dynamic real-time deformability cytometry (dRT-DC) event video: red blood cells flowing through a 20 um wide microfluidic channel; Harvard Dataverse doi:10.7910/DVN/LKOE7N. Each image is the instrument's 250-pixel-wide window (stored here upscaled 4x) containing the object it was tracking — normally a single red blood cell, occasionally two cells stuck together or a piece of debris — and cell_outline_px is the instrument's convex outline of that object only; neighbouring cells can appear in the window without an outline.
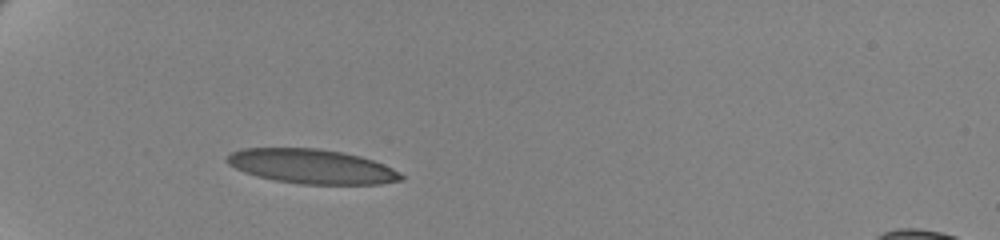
{"species": "human", "species_latin": "Homo sapiens", "temperature_condition": "cold", "stored_images_in_passage": 40, "camera_frame_rate_fps": 3000, "um_per_image_px": 0.085, "donor": {"sex": "female"}, "frame": {"image": 1, "passage_image": 1, "time_ms": 0.0, "image_size_px": [1000, 240], "cell_outline_px": [[404, 180], [380, 184], [300, 184], [276, 180], [256, 176], [244, 172], [228, 164], [224, 160], [224, 156], [232, 152], [244, 148], [320, 148], [344, 152], [360, 156], [384, 164], [400, 172], [404, 176]], "centroid_in_image_um": [26.5, 14.14], "position_along_channel_um": 58.5, "area_um2": 35.2}}
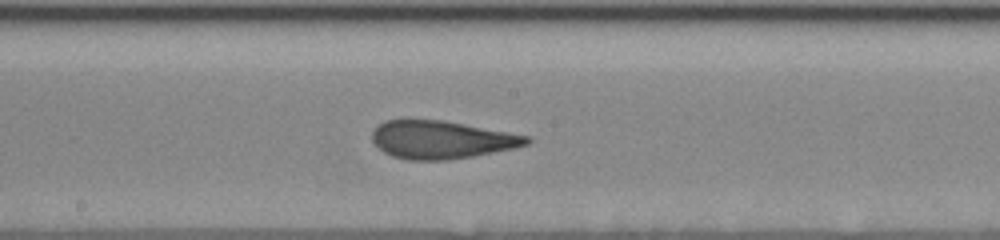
{"frame": {"image": 2, "passage_image": 16, "time_ms": 5.0, "image_size_px": [1000, 240], "cell_outline_px": [[532, 140], [528, 144], [516, 148], [472, 156], [448, 160], [408, 160], [392, 156], [384, 152], [372, 140], [372, 132], [380, 124], [388, 120], [444, 120], [532, 136]], "centroid_in_image_um": [37.59, 11.88], "position_along_channel_um": 210.6, "area_um2": 34.16}}
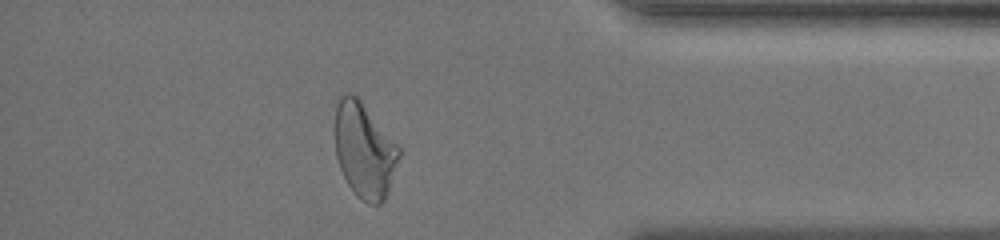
{"frame": {"image": 3, "passage_image": 34, "time_ms": 11.0, "image_size_px": [1000, 240], "cell_outline_px": [[400, 156], [384, 200], [380, 204], [368, 204], [360, 200], [356, 196], [348, 184], [340, 168], [336, 156], [336, 108], [340, 92], [352, 92], [360, 100], [400, 144]], "centroid_in_image_um": [30.98, 12.74], "position_along_channel_um": 404.2, "area_um2": 35.66}, "authors_computed_cell_mechanics": {"area_um2": 34.4199, "velocity_mm_per_s": 3.4964, "shape_relaxation_time_tau1_ms": 5.1017, "shape_relaxation_time_tau2_ms": 1.3075, "deformation_change_tau1": 0.1941, "deformation_change_tau2": 0.0908}}